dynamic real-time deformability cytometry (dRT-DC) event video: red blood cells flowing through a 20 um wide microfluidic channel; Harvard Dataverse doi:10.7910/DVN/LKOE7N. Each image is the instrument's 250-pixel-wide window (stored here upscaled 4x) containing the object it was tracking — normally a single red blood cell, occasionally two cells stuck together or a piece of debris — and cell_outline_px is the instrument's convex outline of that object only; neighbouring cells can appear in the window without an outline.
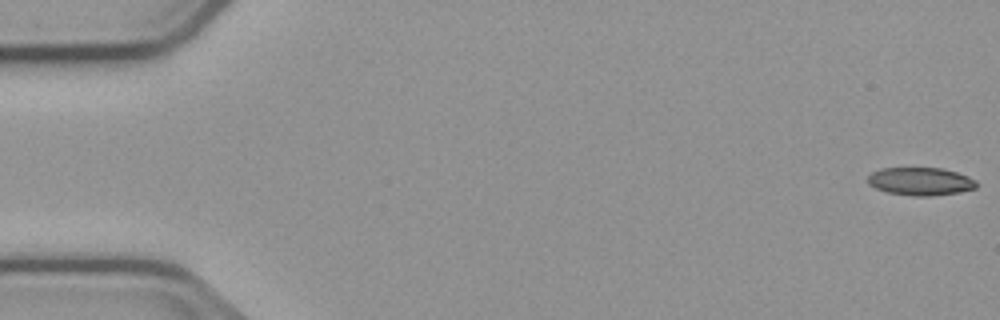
{"species": "common noctule bat (a hibernating species)", "species_latin": "Nyctalus noctula", "temperature_condition": "cold", "stored_images_in_passage": 5, "camera_frame_rate_fps": 3000, "um_per_image_px": 0.085, "animal": {"sex": "male", "body_mass_g": 23.1, "forearm_length_mm": 52.7}, "frame": {"image": 1, "passage_image": 1, "time_ms": 0.0, "image_size_px": [1000, 320], "cell_outline_px": [[976, 188], [960, 192], [932, 196], [912, 196], [888, 192], [876, 188], [868, 184], [868, 176], [872, 172], [880, 168], [940, 168], [956, 172], [968, 176], [976, 180]], "centroid_in_image_um": [78.24, 15.42], "position_along_channel_um": 6.8, "area_um2": 17.69}}
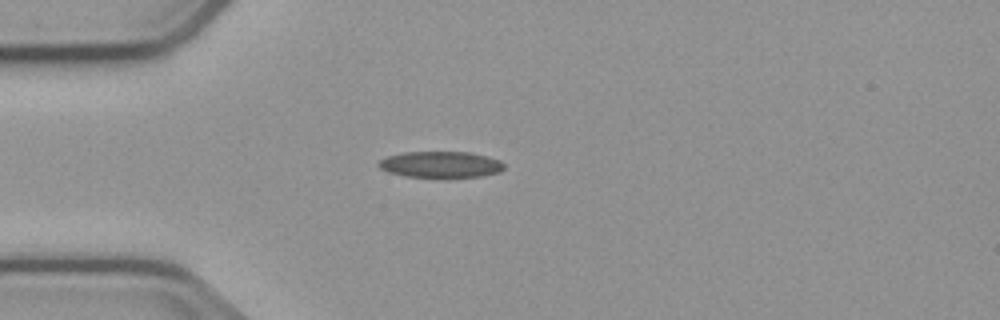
{"frame": {"image": 2, "passage_image": 5, "time_ms": 4.667, "image_size_px": [1000, 320], "cell_outline_px": [[504, 168], [500, 172], [480, 176], [444, 180], [404, 176], [388, 172], [380, 168], [376, 164], [380, 160], [388, 156], [404, 152], [472, 152], [488, 156], [500, 160], [504, 164]], "centroid_in_image_um": [37.47, 14.02], "position_along_channel_um": 47.5, "area_um2": 20.06}}